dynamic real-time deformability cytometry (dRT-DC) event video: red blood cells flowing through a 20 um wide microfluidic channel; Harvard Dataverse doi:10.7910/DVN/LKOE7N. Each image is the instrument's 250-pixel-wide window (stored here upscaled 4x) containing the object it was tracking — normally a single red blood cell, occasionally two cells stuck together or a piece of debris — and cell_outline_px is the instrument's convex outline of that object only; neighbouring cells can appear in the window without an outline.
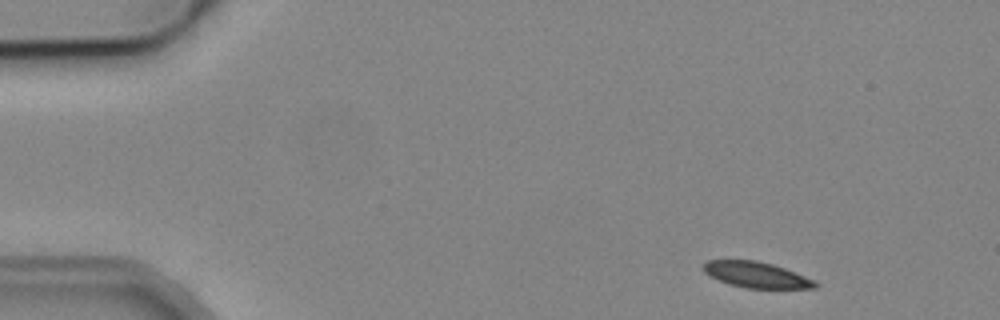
{"species": "common noctule bat (a hibernating species)", "species_latin": "Nyctalus noctula", "temperature_condition": "cold", "stored_images_in_passage": 7, "camera_frame_rate_fps": 3000, "um_per_image_px": 0.085, "animal": {"sex": "male", "body_mass_g": 19.2, "forearm_length_mm": 51.8}, "frame": {"image": 1, "passage_image": 1, "time_ms": 0.0, "image_size_px": [1000, 320], "cell_outline_px": [[820, 284], [816, 288], [744, 288], [720, 280], [704, 272], [704, 264], [708, 260], [756, 260], [772, 264], [784, 268], [816, 280]], "centroid_in_image_um": [64.35, 23.36], "position_along_channel_um": 20.6, "area_um2": 16.65}}
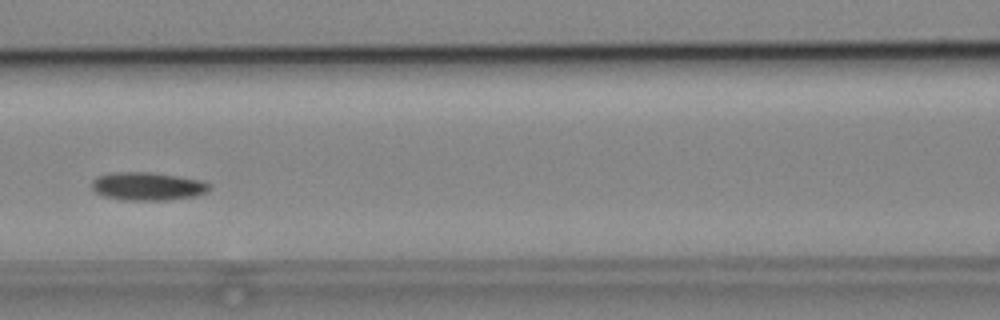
{"frame": {"image": 2, "passage_image": 6, "time_ms": 6.0, "image_size_px": [1000, 320], "cell_outline_px": [[212, 188], [208, 192], [196, 196], [164, 200], [124, 200], [104, 196], [96, 192], [92, 188], [92, 180], [96, 176], [112, 172], [152, 172], [200, 180], [212, 184]], "centroid_in_image_um": [12.56, 15.83], "position_along_channel_um": 154.0, "area_um2": 19.42}}
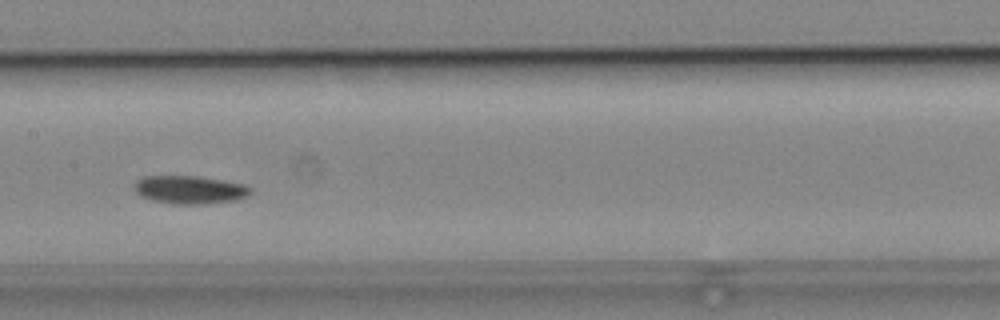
{"frame": {"image": 3, "passage_image": 7, "time_ms": 7.0, "image_size_px": [1000, 320], "cell_outline_px": [[252, 192], [248, 196], [236, 200], [200, 204], [172, 204], [152, 200], [140, 196], [136, 192], [136, 180], [144, 176], [196, 176], [244, 184], [252, 188]], "centroid_in_image_um": [16.14, 16.13], "position_along_channel_um": 191.3, "area_um2": 18.96}}